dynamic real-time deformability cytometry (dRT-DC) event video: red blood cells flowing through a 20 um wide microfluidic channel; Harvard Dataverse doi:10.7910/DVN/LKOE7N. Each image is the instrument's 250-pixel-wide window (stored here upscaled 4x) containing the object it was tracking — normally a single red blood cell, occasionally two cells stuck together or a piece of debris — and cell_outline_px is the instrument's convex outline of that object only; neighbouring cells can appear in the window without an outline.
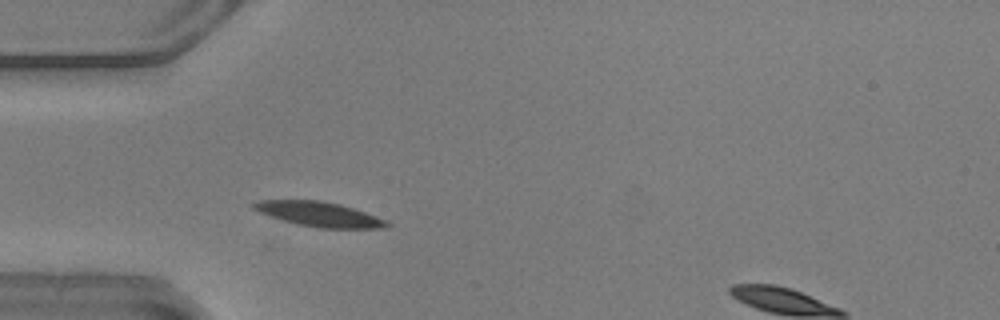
{"species": "common noctule bat (a hibernating species)", "species_latin": "Nyctalus noctula", "temperature_condition": "warm", "stored_images_in_passage": 39, "segment_of_instrument_passage": [1, 2], "camera_frame_rate_fps": 3000, "um_per_image_px": 0.085, "animal": {"sex": "male", "body_mass_g": 20.5, "forearm_length_mm": 52.5}, "frame": {"image": 1, "passage_image": 1, "time_ms": 0.0, "image_size_px": [1000, 320], "cell_outline_px": [[392, 224], [384, 228], [320, 228], [296, 224], [260, 212], [252, 208], [252, 204], [260, 200], [320, 200], [340, 204], [388, 220]], "centroid_in_image_um": [27.17, 18.21], "position_along_channel_um": 57.8, "area_um2": 19.02}}
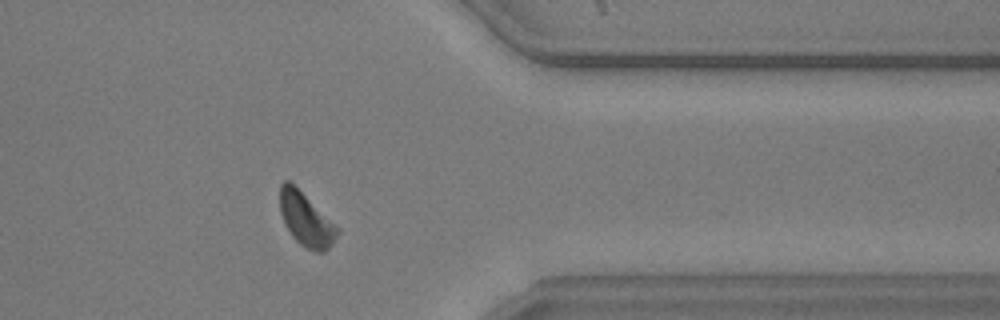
{"frame": {"image": 2, "passage_image": 28, "time_ms": 9.0, "image_size_px": [1000, 320], "cell_outline_px": [[340, 232], [332, 244], [324, 252], [316, 252], [300, 244], [292, 236], [280, 212], [280, 184], [284, 180], [288, 180], [340, 228]], "centroid_in_image_um": [26.03, 18.67], "position_along_channel_um": 385.4, "area_um2": 17.51}}
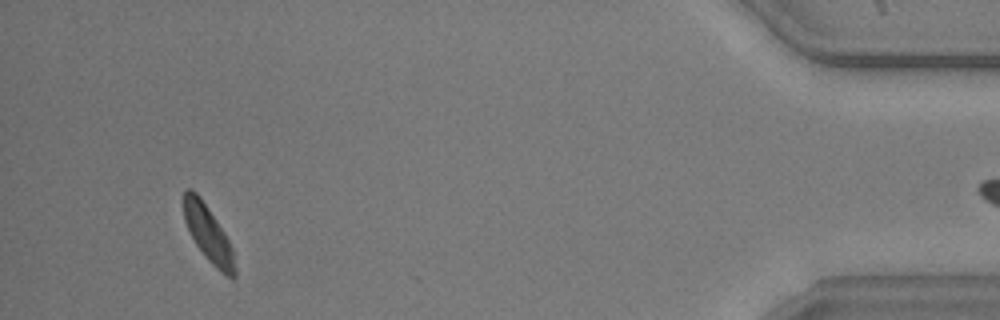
{"frame": {"image": 3, "passage_image": 35, "time_ms": 11.333, "image_size_px": [1000, 320], "cell_outline_px": [[236, 276], [232, 280], [220, 272], [208, 260], [196, 244], [184, 220], [184, 188], [192, 188], [200, 196], [224, 232], [232, 248], [236, 268]], "centroid_in_image_um": [17.72, 19.89], "position_along_channel_um": 417.5, "area_um2": 16.59}}